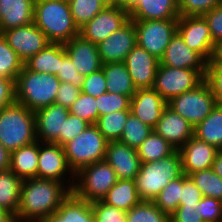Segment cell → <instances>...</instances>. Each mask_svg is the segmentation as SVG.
<instances>
[{"instance_id": "obj_25", "label": "cell", "mask_w": 222, "mask_h": 222, "mask_svg": "<svg viewBox=\"0 0 222 222\" xmlns=\"http://www.w3.org/2000/svg\"><path fill=\"white\" fill-rule=\"evenodd\" d=\"M35 0H0V34L33 23Z\"/></svg>"}, {"instance_id": "obj_42", "label": "cell", "mask_w": 222, "mask_h": 222, "mask_svg": "<svg viewBox=\"0 0 222 222\" xmlns=\"http://www.w3.org/2000/svg\"><path fill=\"white\" fill-rule=\"evenodd\" d=\"M96 102L99 116L120 110H130V98L116 93L106 92L96 97Z\"/></svg>"}, {"instance_id": "obj_57", "label": "cell", "mask_w": 222, "mask_h": 222, "mask_svg": "<svg viewBox=\"0 0 222 222\" xmlns=\"http://www.w3.org/2000/svg\"><path fill=\"white\" fill-rule=\"evenodd\" d=\"M106 7L124 6L126 0H100Z\"/></svg>"}, {"instance_id": "obj_59", "label": "cell", "mask_w": 222, "mask_h": 222, "mask_svg": "<svg viewBox=\"0 0 222 222\" xmlns=\"http://www.w3.org/2000/svg\"><path fill=\"white\" fill-rule=\"evenodd\" d=\"M213 60L218 64L222 65V43L216 46L215 55Z\"/></svg>"}, {"instance_id": "obj_49", "label": "cell", "mask_w": 222, "mask_h": 222, "mask_svg": "<svg viewBox=\"0 0 222 222\" xmlns=\"http://www.w3.org/2000/svg\"><path fill=\"white\" fill-rule=\"evenodd\" d=\"M205 80L209 84L217 102L222 104V65H218L213 59L208 62Z\"/></svg>"}, {"instance_id": "obj_10", "label": "cell", "mask_w": 222, "mask_h": 222, "mask_svg": "<svg viewBox=\"0 0 222 222\" xmlns=\"http://www.w3.org/2000/svg\"><path fill=\"white\" fill-rule=\"evenodd\" d=\"M204 79L197 70L171 68L159 63L152 88L169 102L178 95L194 89Z\"/></svg>"}, {"instance_id": "obj_38", "label": "cell", "mask_w": 222, "mask_h": 222, "mask_svg": "<svg viewBox=\"0 0 222 222\" xmlns=\"http://www.w3.org/2000/svg\"><path fill=\"white\" fill-rule=\"evenodd\" d=\"M126 222H170V216L153 201H141L126 212Z\"/></svg>"}, {"instance_id": "obj_5", "label": "cell", "mask_w": 222, "mask_h": 222, "mask_svg": "<svg viewBox=\"0 0 222 222\" xmlns=\"http://www.w3.org/2000/svg\"><path fill=\"white\" fill-rule=\"evenodd\" d=\"M182 174V158L179 150L158 161L141 163L135 177L140 199L153 201L171 180L179 178Z\"/></svg>"}, {"instance_id": "obj_21", "label": "cell", "mask_w": 222, "mask_h": 222, "mask_svg": "<svg viewBox=\"0 0 222 222\" xmlns=\"http://www.w3.org/2000/svg\"><path fill=\"white\" fill-rule=\"evenodd\" d=\"M131 20L178 19V0H126Z\"/></svg>"}, {"instance_id": "obj_16", "label": "cell", "mask_w": 222, "mask_h": 222, "mask_svg": "<svg viewBox=\"0 0 222 222\" xmlns=\"http://www.w3.org/2000/svg\"><path fill=\"white\" fill-rule=\"evenodd\" d=\"M207 61L187 46L178 32L171 38L160 64L171 68L197 70L204 78Z\"/></svg>"}, {"instance_id": "obj_7", "label": "cell", "mask_w": 222, "mask_h": 222, "mask_svg": "<svg viewBox=\"0 0 222 222\" xmlns=\"http://www.w3.org/2000/svg\"><path fill=\"white\" fill-rule=\"evenodd\" d=\"M116 173L105 161L83 167L75 174L72 193L81 200H101L117 182Z\"/></svg>"}, {"instance_id": "obj_12", "label": "cell", "mask_w": 222, "mask_h": 222, "mask_svg": "<svg viewBox=\"0 0 222 222\" xmlns=\"http://www.w3.org/2000/svg\"><path fill=\"white\" fill-rule=\"evenodd\" d=\"M177 32L185 44L199 53L207 62L214 58L216 46L203 16H179Z\"/></svg>"}, {"instance_id": "obj_44", "label": "cell", "mask_w": 222, "mask_h": 222, "mask_svg": "<svg viewBox=\"0 0 222 222\" xmlns=\"http://www.w3.org/2000/svg\"><path fill=\"white\" fill-rule=\"evenodd\" d=\"M220 5L222 0H178V14L179 16H203Z\"/></svg>"}, {"instance_id": "obj_56", "label": "cell", "mask_w": 222, "mask_h": 222, "mask_svg": "<svg viewBox=\"0 0 222 222\" xmlns=\"http://www.w3.org/2000/svg\"><path fill=\"white\" fill-rule=\"evenodd\" d=\"M212 170L222 178V150H220L212 163Z\"/></svg>"}, {"instance_id": "obj_43", "label": "cell", "mask_w": 222, "mask_h": 222, "mask_svg": "<svg viewBox=\"0 0 222 222\" xmlns=\"http://www.w3.org/2000/svg\"><path fill=\"white\" fill-rule=\"evenodd\" d=\"M56 77L61 82H69L76 87L82 86L85 76L80 74L72 63L70 57L66 54L64 44L60 43V67Z\"/></svg>"}, {"instance_id": "obj_30", "label": "cell", "mask_w": 222, "mask_h": 222, "mask_svg": "<svg viewBox=\"0 0 222 222\" xmlns=\"http://www.w3.org/2000/svg\"><path fill=\"white\" fill-rule=\"evenodd\" d=\"M193 136L222 150V104L217 103L211 113L194 127Z\"/></svg>"}, {"instance_id": "obj_36", "label": "cell", "mask_w": 222, "mask_h": 222, "mask_svg": "<svg viewBox=\"0 0 222 222\" xmlns=\"http://www.w3.org/2000/svg\"><path fill=\"white\" fill-rule=\"evenodd\" d=\"M24 62L0 34V77L16 81Z\"/></svg>"}, {"instance_id": "obj_46", "label": "cell", "mask_w": 222, "mask_h": 222, "mask_svg": "<svg viewBox=\"0 0 222 222\" xmlns=\"http://www.w3.org/2000/svg\"><path fill=\"white\" fill-rule=\"evenodd\" d=\"M90 124L85 120L69 113L63 122L62 133H59V145L64 146L67 142L78 136Z\"/></svg>"}, {"instance_id": "obj_40", "label": "cell", "mask_w": 222, "mask_h": 222, "mask_svg": "<svg viewBox=\"0 0 222 222\" xmlns=\"http://www.w3.org/2000/svg\"><path fill=\"white\" fill-rule=\"evenodd\" d=\"M75 25L80 29L106 6L100 0H68Z\"/></svg>"}, {"instance_id": "obj_4", "label": "cell", "mask_w": 222, "mask_h": 222, "mask_svg": "<svg viewBox=\"0 0 222 222\" xmlns=\"http://www.w3.org/2000/svg\"><path fill=\"white\" fill-rule=\"evenodd\" d=\"M35 141L34 111L16 101L0 110V142L7 150L12 152Z\"/></svg>"}, {"instance_id": "obj_9", "label": "cell", "mask_w": 222, "mask_h": 222, "mask_svg": "<svg viewBox=\"0 0 222 222\" xmlns=\"http://www.w3.org/2000/svg\"><path fill=\"white\" fill-rule=\"evenodd\" d=\"M136 43L157 59H161L171 38L177 32L178 19L133 20Z\"/></svg>"}, {"instance_id": "obj_34", "label": "cell", "mask_w": 222, "mask_h": 222, "mask_svg": "<svg viewBox=\"0 0 222 222\" xmlns=\"http://www.w3.org/2000/svg\"><path fill=\"white\" fill-rule=\"evenodd\" d=\"M131 110H120L99 116L95 125L109 141H119Z\"/></svg>"}, {"instance_id": "obj_1", "label": "cell", "mask_w": 222, "mask_h": 222, "mask_svg": "<svg viewBox=\"0 0 222 222\" xmlns=\"http://www.w3.org/2000/svg\"><path fill=\"white\" fill-rule=\"evenodd\" d=\"M72 193L62 182L44 178L24 179L16 222H41L55 213Z\"/></svg>"}, {"instance_id": "obj_27", "label": "cell", "mask_w": 222, "mask_h": 222, "mask_svg": "<svg viewBox=\"0 0 222 222\" xmlns=\"http://www.w3.org/2000/svg\"><path fill=\"white\" fill-rule=\"evenodd\" d=\"M39 141L11 152L9 169L22 180L37 178Z\"/></svg>"}, {"instance_id": "obj_15", "label": "cell", "mask_w": 222, "mask_h": 222, "mask_svg": "<svg viewBox=\"0 0 222 222\" xmlns=\"http://www.w3.org/2000/svg\"><path fill=\"white\" fill-rule=\"evenodd\" d=\"M136 44V29L130 19L119 30L97 44L102 64L124 62Z\"/></svg>"}, {"instance_id": "obj_47", "label": "cell", "mask_w": 222, "mask_h": 222, "mask_svg": "<svg viewBox=\"0 0 222 222\" xmlns=\"http://www.w3.org/2000/svg\"><path fill=\"white\" fill-rule=\"evenodd\" d=\"M170 222H204L202 219L201 201L191 204H180L170 215Z\"/></svg>"}, {"instance_id": "obj_19", "label": "cell", "mask_w": 222, "mask_h": 222, "mask_svg": "<svg viewBox=\"0 0 222 222\" xmlns=\"http://www.w3.org/2000/svg\"><path fill=\"white\" fill-rule=\"evenodd\" d=\"M168 102L153 88L137 89L130 99L131 113L144 124L154 128Z\"/></svg>"}, {"instance_id": "obj_50", "label": "cell", "mask_w": 222, "mask_h": 222, "mask_svg": "<svg viewBox=\"0 0 222 222\" xmlns=\"http://www.w3.org/2000/svg\"><path fill=\"white\" fill-rule=\"evenodd\" d=\"M201 210L204 222H222V201L203 196Z\"/></svg>"}, {"instance_id": "obj_8", "label": "cell", "mask_w": 222, "mask_h": 222, "mask_svg": "<svg viewBox=\"0 0 222 222\" xmlns=\"http://www.w3.org/2000/svg\"><path fill=\"white\" fill-rule=\"evenodd\" d=\"M217 103L209 84L204 79L194 89L173 98L168 102V106L195 127L211 113Z\"/></svg>"}, {"instance_id": "obj_18", "label": "cell", "mask_w": 222, "mask_h": 222, "mask_svg": "<svg viewBox=\"0 0 222 222\" xmlns=\"http://www.w3.org/2000/svg\"><path fill=\"white\" fill-rule=\"evenodd\" d=\"M34 114L36 140L59 145V133H62L63 122L69 115V109L61 104L53 103L34 111Z\"/></svg>"}, {"instance_id": "obj_54", "label": "cell", "mask_w": 222, "mask_h": 222, "mask_svg": "<svg viewBox=\"0 0 222 222\" xmlns=\"http://www.w3.org/2000/svg\"><path fill=\"white\" fill-rule=\"evenodd\" d=\"M15 102V81L0 77V110Z\"/></svg>"}, {"instance_id": "obj_32", "label": "cell", "mask_w": 222, "mask_h": 222, "mask_svg": "<svg viewBox=\"0 0 222 222\" xmlns=\"http://www.w3.org/2000/svg\"><path fill=\"white\" fill-rule=\"evenodd\" d=\"M24 66L33 72L57 75L60 67V43H48L43 50L24 62Z\"/></svg>"}, {"instance_id": "obj_14", "label": "cell", "mask_w": 222, "mask_h": 222, "mask_svg": "<svg viewBox=\"0 0 222 222\" xmlns=\"http://www.w3.org/2000/svg\"><path fill=\"white\" fill-rule=\"evenodd\" d=\"M1 34L23 62L36 55L50 43L44 32L34 23L10 28Z\"/></svg>"}, {"instance_id": "obj_37", "label": "cell", "mask_w": 222, "mask_h": 222, "mask_svg": "<svg viewBox=\"0 0 222 222\" xmlns=\"http://www.w3.org/2000/svg\"><path fill=\"white\" fill-rule=\"evenodd\" d=\"M152 131L153 128L144 124L139 118L131 113L125 123L124 131L119 142L126 144L133 149H137Z\"/></svg>"}, {"instance_id": "obj_35", "label": "cell", "mask_w": 222, "mask_h": 222, "mask_svg": "<svg viewBox=\"0 0 222 222\" xmlns=\"http://www.w3.org/2000/svg\"><path fill=\"white\" fill-rule=\"evenodd\" d=\"M202 196H208L222 201V178L212 168L203 169L189 175Z\"/></svg>"}, {"instance_id": "obj_13", "label": "cell", "mask_w": 222, "mask_h": 222, "mask_svg": "<svg viewBox=\"0 0 222 222\" xmlns=\"http://www.w3.org/2000/svg\"><path fill=\"white\" fill-rule=\"evenodd\" d=\"M129 20V12L124 6L105 7L79 29V35L97 45Z\"/></svg>"}, {"instance_id": "obj_17", "label": "cell", "mask_w": 222, "mask_h": 222, "mask_svg": "<svg viewBox=\"0 0 222 222\" xmlns=\"http://www.w3.org/2000/svg\"><path fill=\"white\" fill-rule=\"evenodd\" d=\"M136 89L152 88L160 60L138 44L124 61Z\"/></svg>"}, {"instance_id": "obj_29", "label": "cell", "mask_w": 222, "mask_h": 222, "mask_svg": "<svg viewBox=\"0 0 222 222\" xmlns=\"http://www.w3.org/2000/svg\"><path fill=\"white\" fill-rule=\"evenodd\" d=\"M106 78L107 92L128 96L130 99L136 93L131 76L124 62L102 64Z\"/></svg>"}, {"instance_id": "obj_51", "label": "cell", "mask_w": 222, "mask_h": 222, "mask_svg": "<svg viewBox=\"0 0 222 222\" xmlns=\"http://www.w3.org/2000/svg\"><path fill=\"white\" fill-rule=\"evenodd\" d=\"M203 17L208 23L214 45L218 46L222 43V5L214 7Z\"/></svg>"}, {"instance_id": "obj_28", "label": "cell", "mask_w": 222, "mask_h": 222, "mask_svg": "<svg viewBox=\"0 0 222 222\" xmlns=\"http://www.w3.org/2000/svg\"><path fill=\"white\" fill-rule=\"evenodd\" d=\"M101 201L127 212L142 200L137 192L135 180L118 179Z\"/></svg>"}, {"instance_id": "obj_58", "label": "cell", "mask_w": 222, "mask_h": 222, "mask_svg": "<svg viewBox=\"0 0 222 222\" xmlns=\"http://www.w3.org/2000/svg\"><path fill=\"white\" fill-rule=\"evenodd\" d=\"M0 222H16L13 215L0 209Z\"/></svg>"}, {"instance_id": "obj_22", "label": "cell", "mask_w": 222, "mask_h": 222, "mask_svg": "<svg viewBox=\"0 0 222 222\" xmlns=\"http://www.w3.org/2000/svg\"><path fill=\"white\" fill-rule=\"evenodd\" d=\"M219 151L216 147L193 136L179 149L183 173L189 176L194 172L211 168Z\"/></svg>"}, {"instance_id": "obj_23", "label": "cell", "mask_w": 222, "mask_h": 222, "mask_svg": "<svg viewBox=\"0 0 222 222\" xmlns=\"http://www.w3.org/2000/svg\"><path fill=\"white\" fill-rule=\"evenodd\" d=\"M64 48L78 72L85 77L102 68L98 46L81 35L64 43Z\"/></svg>"}, {"instance_id": "obj_31", "label": "cell", "mask_w": 222, "mask_h": 222, "mask_svg": "<svg viewBox=\"0 0 222 222\" xmlns=\"http://www.w3.org/2000/svg\"><path fill=\"white\" fill-rule=\"evenodd\" d=\"M22 181L10 169L0 172V209L14 217L19 208Z\"/></svg>"}, {"instance_id": "obj_6", "label": "cell", "mask_w": 222, "mask_h": 222, "mask_svg": "<svg viewBox=\"0 0 222 222\" xmlns=\"http://www.w3.org/2000/svg\"><path fill=\"white\" fill-rule=\"evenodd\" d=\"M107 143L95 124L89 125L78 136L67 142L63 147L67 163L73 173L76 174L92 163L105 160Z\"/></svg>"}, {"instance_id": "obj_52", "label": "cell", "mask_w": 222, "mask_h": 222, "mask_svg": "<svg viewBox=\"0 0 222 222\" xmlns=\"http://www.w3.org/2000/svg\"><path fill=\"white\" fill-rule=\"evenodd\" d=\"M80 94V87H76L69 82H61L57 91L55 103L61 104L69 109L70 106L77 100Z\"/></svg>"}, {"instance_id": "obj_45", "label": "cell", "mask_w": 222, "mask_h": 222, "mask_svg": "<svg viewBox=\"0 0 222 222\" xmlns=\"http://www.w3.org/2000/svg\"><path fill=\"white\" fill-rule=\"evenodd\" d=\"M96 222H126V212L114 206L106 205L101 200L91 202Z\"/></svg>"}, {"instance_id": "obj_41", "label": "cell", "mask_w": 222, "mask_h": 222, "mask_svg": "<svg viewBox=\"0 0 222 222\" xmlns=\"http://www.w3.org/2000/svg\"><path fill=\"white\" fill-rule=\"evenodd\" d=\"M96 104V98L81 92L77 100L70 106L69 113L94 125L99 118Z\"/></svg>"}, {"instance_id": "obj_39", "label": "cell", "mask_w": 222, "mask_h": 222, "mask_svg": "<svg viewBox=\"0 0 222 222\" xmlns=\"http://www.w3.org/2000/svg\"><path fill=\"white\" fill-rule=\"evenodd\" d=\"M181 188L182 175L177 179L171 180V182L161 190L153 202L162 212L170 216L180 205Z\"/></svg>"}, {"instance_id": "obj_55", "label": "cell", "mask_w": 222, "mask_h": 222, "mask_svg": "<svg viewBox=\"0 0 222 222\" xmlns=\"http://www.w3.org/2000/svg\"><path fill=\"white\" fill-rule=\"evenodd\" d=\"M11 152L0 142V172L6 171L10 167Z\"/></svg>"}, {"instance_id": "obj_11", "label": "cell", "mask_w": 222, "mask_h": 222, "mask_svg": "<svg viewBox=\"0 0 222 222\" xmlns=\"http://www.w3.org/2000/svg\"><path fill=\"white\" fill-rule=\"evenodd\" d=\"M37 177L62 182L72 191L75 174L67 163L63 146L39 142Z\"/></svg>"}, {"instance_id": "obj_3", "label": "cell", "mask_w": 222, "mask_h": 222, "mask_svg": "<svg viewBox=\"0 0 222 222\" xmlns=\"http://www.w3.org/2000/svg\"><path fill=\"white\" fill-rule=\"evenodd\" d=\"M61 81L56 75L37 73L25 66L15 81V101L31 111L55 103Z\"/></svg>"}, {"instance_id": "obj_33", "label": "cell", "mask_w": 222, "mask_h": 222, "mask_svg": "<svg viewBox=\"0 0 222 222\" xmlns=\"http://www.w3.org/2000/svg\"><path fill=\"white\" fill-rule=\"evenodd\" d=\"M141 163L154 162L173 154L176 149L154 131L136 149Z\"/></svg>"}, {"instance_id": "obj_53", "label": "cell", "mask_w": 222, "mask_h": 222, "mask_svg": "<svg viewBox=\"0 0 222 222\" xmlns=\"http://www.w3.org/2000/svg\"><path fill=\"white\" fill-rule=\"evenodd\" d=\"M202 197L201 191L196 187L192 179L183 173L180 204L198 203Z\"/></svg>"}, {"instance_id": "obj_20", "label": "cell", "mask_w": 222, "mask_h": 222, "mask_svg": "<svg viewBox=\"0 0 222 222\" xmlns=\"http://www.w3.org/2000/svg\"><path fill=\"white\" fill-rule=\"evenodd\" d=\"M105 161L113 168L117 179L135 180L141 165L137 150L119 141L107 143Z\"/></svg>"}, {"instance_id": "obj_26", "label": "cell", "mask_w": 222, "mask_h": 222, "mask_svg": "<svg viewBox=\"0 0 222 222\" xmlns=\"http://www.w3.org/2000/svg\"><path fill=\"white\" fill-rule=\"evenodd\" d=\"M41 222H96L91 202L81 200L73 193L61 203L58 210Z\"/></svg>"}, {"instance_id": "obj_24", "label": "cell", "mask_w": 222, "mask_h": 222, "mask_svg": "<svg viewBox=\"0 0 222 222\" xmlns=\"http://www.w3.org/2000/svg\"><path fill=\"white\" fill-rule=\"evenodd\" d=\"M193 129L194 127L187 120L167 106L153 131L179 150L193 137Z\"/></svg>"}, {"instance_id": "obj_2", "label": "cell", "mask_w": 222, "mask_h": 222, "mask_svg": "<svg viewBox=\"0 0 222 222\" xmlns=\"http://www.w3.org/2000/svg\"><path fill=\"white\" fill-rule=\"evenodd\" d=\"M33 23L52 43H66L79 35L68 0H35Z\"/></svg>"}, {"instance_id": "obj_48", "label": "cell", "mask_w": 222, "mask_h": 222, "mask_svg": "<svg viewBox=\"0 0 222 222\" xmlns=\"http://www.w3.org/2000/svg\"><path fill=\"white\" fill-rule=\"evenodd\" d=\"M81 92L91 95L94 98L107 92L106 78L102 68L84 78Z\"/></svg>"}]
</instances>
